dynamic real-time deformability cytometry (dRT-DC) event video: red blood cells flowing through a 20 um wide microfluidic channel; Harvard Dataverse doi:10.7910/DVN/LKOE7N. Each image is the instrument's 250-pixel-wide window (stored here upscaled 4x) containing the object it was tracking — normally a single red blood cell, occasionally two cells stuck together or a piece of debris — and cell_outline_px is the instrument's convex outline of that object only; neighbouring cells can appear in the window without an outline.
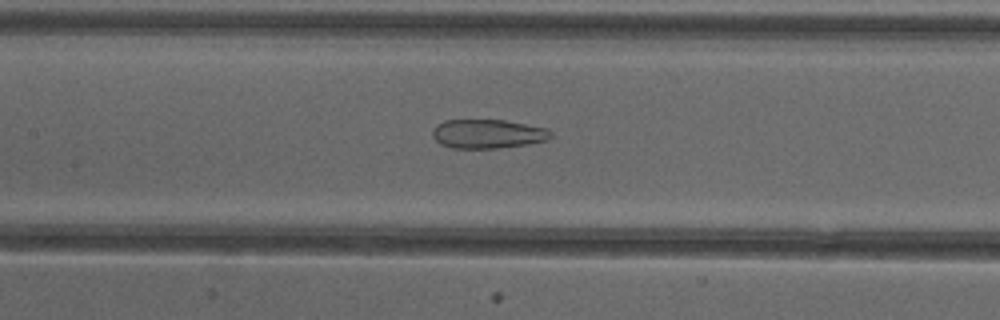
{"species": "common noctule bat (a hibernating species)", "species_latin": "Nyctalus noctula", "temperature_condition": "cold", "stored_images_in_passage": 51, "camera_frame_rate_fps": 3000, "um_per_image_px": 0.085, "animal": {"sex": "female"}, "frame": {"image": 1, "passage_image": 24, "time_ms": 7.667, "image_size_px": [1000, 320], "cell_outline_px": [[552, 136], [548, 140], [528, 144], [496, 148], [452, 148], [440, 144], [432, 136], [432, 128], [436, 124], [444, 120], [504, 120], [548, 128], [552, 132]], "centroid_in_image_um": [41.45, 11.37], "position_along_channel_um": 166.0, "area_um2": 20.17}}
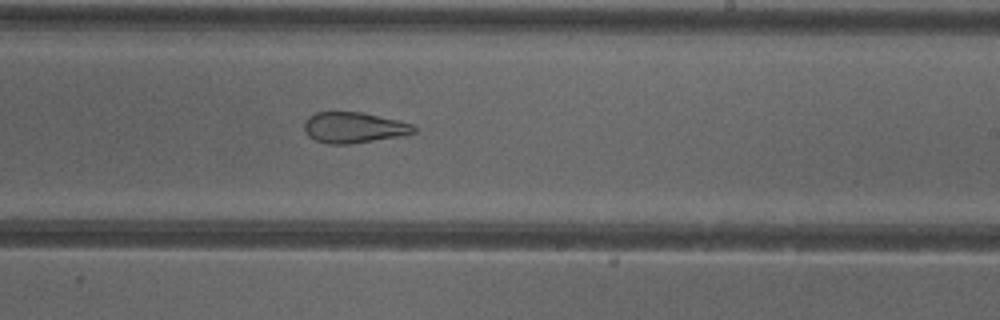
{"frame": {"image": 2, "passage_image": 31, "time_ms": 10.0, "image_size_px": [1000, 320], "cell_outline_px": [[416, 132], [400, 136], [352, 144], [328, 144], [316, 140], [308, 136], [304, 128], [304, 120], [308, 116], [316, 112], [364, 112], [412, 124], [416, 128]], "centroid_in_image_um": [30.05, 10.84], "position_along_channel_um": 259.0, "area_um2": 19.71}}
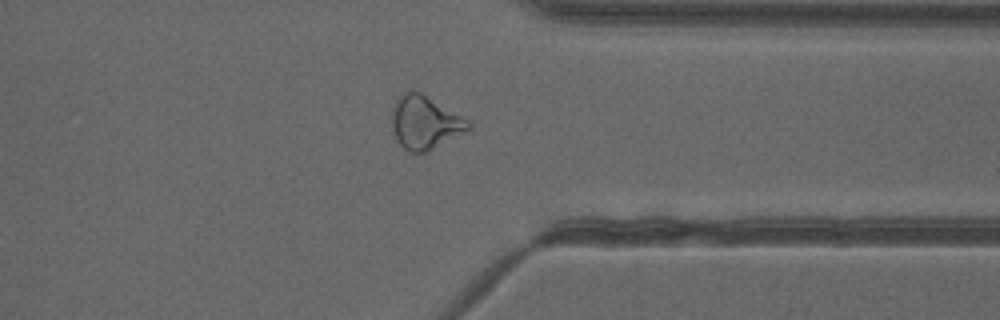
{"frame": {"image": 3, "passage_image": 40, "time_ms": 13.0, "image_size_px": [1000, 320], "cell_outline_px": [[472, 128], [428, 152], [408, 152], [396, 140], [392, 128], [392, 108], [396, 100], [400, 96], [412, 88], [420, 92], [468, 120], [472, 124]], "centroid_in_image_um": [36.1, 10.42], "position_along_channel_um": 375.3, "area_um2": 23.7}, "authors_computed_cell_mechanics": {"area_um2": 25.3164, "velocity_mm_per_s": 4.0059, "shape_relaxation_time_tau1_ms": null, "shape_relaxation_time_tau2_ms": 1.9621, "deformation_change_tau1": null, "deformation_change_tau2": 0.1114}}